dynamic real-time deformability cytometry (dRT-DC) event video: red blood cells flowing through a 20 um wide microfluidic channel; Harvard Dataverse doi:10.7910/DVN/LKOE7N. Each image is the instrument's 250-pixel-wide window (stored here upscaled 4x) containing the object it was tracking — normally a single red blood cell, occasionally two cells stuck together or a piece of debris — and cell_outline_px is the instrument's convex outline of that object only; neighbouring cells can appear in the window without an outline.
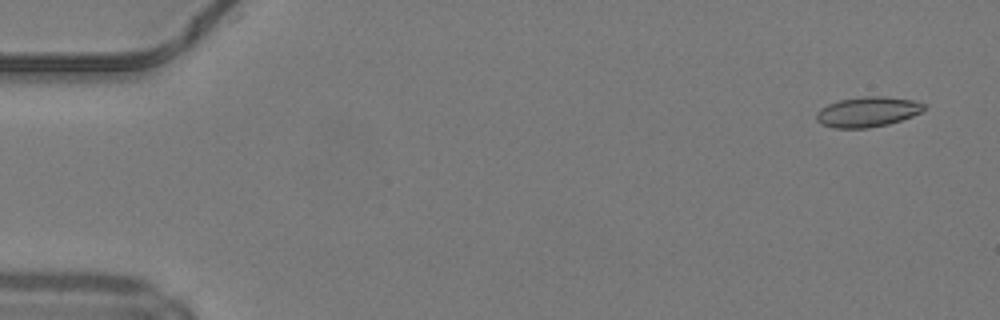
{"species": "common noctule bat (a hibernating species)", "species_latin": "Nyctalus noctula", "temperature_condition": "warm", "stored_images_in_passage": 50, "camera_frame_rate_fps": 3000, "um_per_image_px": 0.085, "animal": {"sex": "male", "body_mass_g": 19.2, "forearm_length_mm": 51.8}, "frame": {"image": 1, "passage_image": 3, "time_ms": 0.667, "image_size_px": [1000, 320], "cell_outline_px": [[924, 108], [920, 112], [912, 116], [888, 124], [868, 128], [832, 128], [816, 120], [816, 112], [820, 108], [828, 104], [840, 100], [864, 96], [880, 96], [912, 100], [924, 104]], "centroid_in_image_um": [73.7, 9.51], "position_along_channel_um": 11.3, "area_um2": 18.67}}
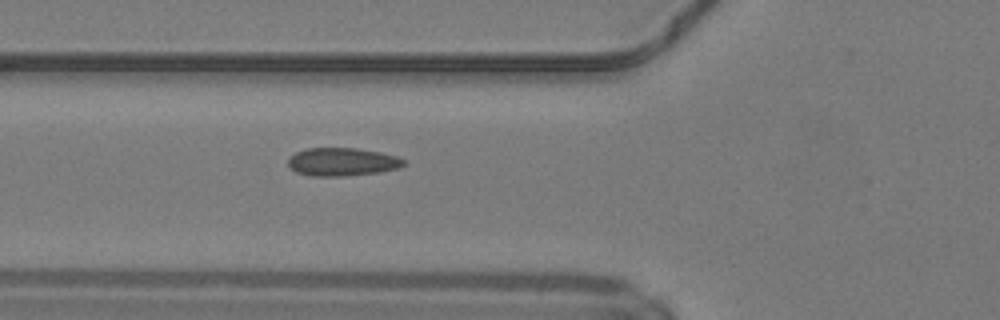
{"frame": {"image": 2, "passage_image": 19, "time_ms": 6.0, "image_size_px": [1000, 320], "cell_outline_px": [[408, 164], [400, 168], [380, 172], [344, 176], [312, 176], [296, 172], [288, 164], [288, 156], [296, 152], [308, 148], [356, 148], [380, 152], [396, 156], [404, 160]], "centroid_in_image_um": [29.11, 13.76], "position_along_channel_um": 96.7, "area_um2": 19.07}}
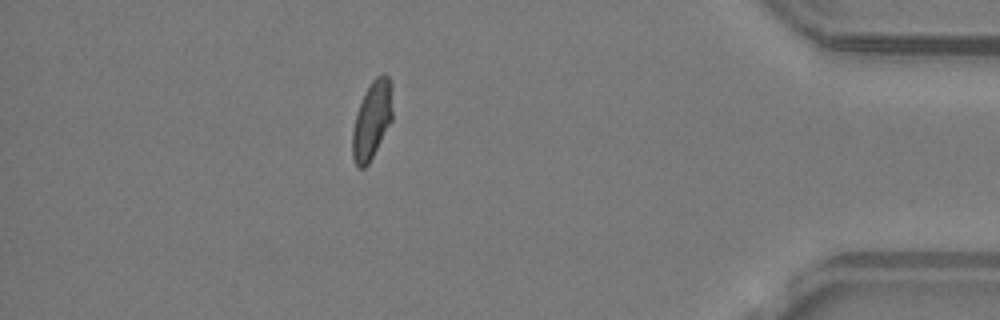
{"frame": {"image": 3, "passage_image": 44, "time_ms": 14.333, "image_size_px": [1000, 320], "cell_outline_px": [[392, 120], [368, 164], [364, 168], [360, 168], [356, 164], [352, 156], [352, 132], [356, 116], [360, 104], [372, 80], [376, 76], [388, 76], [392, 84]], "centroid_in_image_um": [31.63, 10.21], "position_along_channel_um": 403.6, "area_um2": 17.8}, "authors_computed_cell_mechanics": {"area_um2": 18.4093, "velocity_mm_per_s": 4.2062, "shape_relaxation_time_tau1_ms": null, "shape_relaxation_time_tau2_ms": 1.2322, "deformation_change_tau1": null, "deformation_change_tau2": 0.0384}}